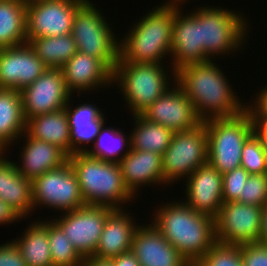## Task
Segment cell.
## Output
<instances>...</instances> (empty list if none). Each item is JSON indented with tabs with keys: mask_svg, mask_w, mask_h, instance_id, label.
Listing matches in <instances>:
<instances>
[{
	"mask_svg": "<svg viewBox=\"0 0 267 266\" xmlns=\"http://www.w3.org/2000/svg\"><path fill=\"white\" fill-rule=\"evenodd\" d=\"M217 66L212 59L183 66L175 72L176 84L192 101L203 122L238 116L250 107L240 102L226 75Z\"/></svg>",
	"mask_w": 267,
	"mask_h": 266,
	"instance_id": "obj_1",
	"label": "cell"
},
{
	"mask_svg": "<svg viewBox=\"0 0 267 266\" xmlns=\"http://www.w3.org/2000/svg\"><path fill=\"white\" fill-rule=\"evenodd\" d=\"M154 213L151 224L191 266L217 242L215 218L196 212L182 201L164 203Z\"/></svg>",
	"mask_w": 267,
	"mask_h": 266,
	"instance_id": "obj_2",
	"label": "cell"
},
{
	"mask_svg": "<svg viewBox=\"0 0 267 266\" xmlns=\"http://www.w3.org/2000/svg\"><path fill=\"white\" fill-rule=\"evenodd\" d=\"M176 5L155 6L119 42V58L130 63L163 64L171 55ZM162 60V61H161Z\"/></svg>",
	"mask_w": 267,
	"mask_h": 266,
	"instance_id": "obj_3",
	"label": "cell"
},
{
	"mask_svg": "<svg viewBox=\"0 0 267 266\" xmlns=\"http://www.w3.org/2000/svg\"><path fill=\"white\" fill-rule=\"evenodd\" d=\"M68 161L86 205L119 209L135 199L123 182L119 164L105 162L86 153L70 155Z\"/></svg>",
	"mask_w": 267,
	"mask_h": 266,
	"instance_id": "obj_4",
	"label": "cell"
},
{
	"mask_svg": "<svg viewBox=\"0 0 267 266\" xmlns=\"http://www.w3.org/2000/svg\"><path fill=\"white\" fill-rule=\"evenodd\" d=\"M165 70L163 64L130 63L118 59L112 82L118 84L132 115L141 114L175 83V78L171 80ZM170 81H173L171 85Z\"/></svg>",
	"mask_w": 267,
	"mask_h": 266,
	"instance_id": "obj_5",
	"label": "cell"
},
{
	"mask_svg": "<svg viewBox=\"0 0 267 266\" xmlns=\"http://www.w3.org/2000/svg\"><path fill=\"white\" fill-rule=\"evenodd\" d=\"M208 136V163L221 174L241 166L245 141L254 133L253 109L229 118L203 122Z\"/></svg>",
	"mask_w": 267,
	"mask_h": 266,
	"instance_id": "obj_6",
	"label": "cell"
},
{
	"mask_svg": "<svg viewBox=\"0 0 267 266\" xmlns=\"http://www.w3.org/2000/svg\"><path fill=\"white\" fill-rule=\"evenodd\" d=\"M97 8L91 0L77 8L71 35L78 52L100 59L113 72L119 59L120 40Z\"/></svg>",
	"mask_w": 267,
	"mask_h": 266,
	"instance_id": "obj_7",
	"label": "cell"
},
{
	"mask_svg": "<svg viewBox=\"0 0 267 266\" xmlns=\"http://www.w3.org/2000/svg\"><path fill=\"white\" fill-rule=\"evenodd\" d=\"M225 9L208 5L199 7L200 44L210 60L214 56H228L239 51L250 31L246 17L237 11Z\"/></svg>",
	"mask_w": 267,
	"mask_h": 266,
	"instance_id": "obj_8",
	"label": "cell"
},
{
	"mask_svg": "<svg viewBox=\"0 0 267 266\" xmlns=\"http://www.w3.org/2000/svg\"><path fill=\"white\" fill-rule=\"evenodd\" d=\"M207 149L204 123L192 130L174 132L161 160L165 186L189 177L199 166L206 164Z\"/></svg>",
	"mask_w": 267,
	"mask_h": 266,
	"instance_id": "obj_9",
	"label": "cell"
},
{
	"mask_svg": "<svg viewBox=\"0 0 267 266\" xmlns=\"http://www.w3.org/2000/svg\"><path fill=\"white\" fill-rule=\"evenodd\" d=\"M32 201L34 211L40 205L62 212L86 205L69 161L32 181Z\"/></svg>",
	"mask_w": 267,
	"mask_h": 266,
	"instance_id": "obj_10",
	"label": "cell"
},
{
	"mask_svg": "<svg viewBox=\"0 0 267 266\" xmlns=\"http://www.w3.org/2000/svg\"><path fill=\"white\" fill-rule=\"evenodd\" d=\"M262 207L239 202H223L215 217L216 241L242 245L260 240Z\"/></svg>",
	"mask_w": 267,
	"mask_h": 266,
	"instance_id": "obj_11",
	"label": "cell"
},
{
	"mask_svg": "<svg viewBox=\"0 0 267 266\" xmlns=\"http://www.w3.org/2000/svg\"><path fill=\"white\" fill-rule=\"evenodd\" d=\"M107 206L85 205L65 211L63 217L53 219L63 230L71 244L83 257L93 256L98 245L108 213Z\"/></svg>",
	"mask_w": 267,
	"mask_h": 266,
	"instance_id": "obj_12",
	"label": "cell"
},
{
	"mask_svg": "<svg viewBox=\"0 0 267 266\" xmlns=\"http://www.w3.org/2000/svg\"><path fill=\"white\" fill-rule=\"evenodd\" d=\"M85 0H45L27 4V39L70 34L77 8Z\"/></svg>",
	"mask_w": 267,
	"mask_h": 266,
	"instance_id": "obj_13",
	"label": "cell"
},
{
	"mask_svg": "<svg viewBox=\"0 0 267 266\" xmlns=\"http://www.w3.org/2000/svg\"><path fill=\"white\" fill-rule=\"evenodd\" d=\"M20 94L25 120L65 108L72 96L60 68H48Z\"/></svg>",
	"mask_w": 267,
	"mask_h": 266,
	"instance_id": "obj_14",
	"label": "cell"
},
{
	"mask_svg": "<svg viewBox=\"0 0 267 266\" xmlns=\"http://www.w3.org/2000/svg\"><path fill=\"white\" fill-rule=\"evenodd\" d=\"M140 115L150 122L165 126L173 133L192 130L203 123L192 101L176 82Z\"/></svg>",
	"mask_w": 267,
	"mask_h": 266,
	"instance_id": "obj_15",
	"label": "cell"
},
{
	"mask_svg": "<svg viewBox=\"0 0 267 266\" xmlns=\"http://www.w3.org/2000/svg\"><path fill=\"white\" fill-rule=\"evenodd\" d=\"M181 9L180 5H176L170 55L172 60L170 76L173 78L175 72L183 66L210 60L200 44L199 8L192 13L187 12L186 15Z\"/></svg>",
	"mask_w": 267,
	"mask_h": 266,
	"instance_id": "obj_16",
	"label": "cell"
},
{
	"mask_svg": "<svg viewBox=\"0 0 267 266\" xmlns=\"http://www.w3.org/2000/svg\"><path fill=\"white\" fill-rule=\"evenodd\" d=\"M47 69L28 43L0 49V89L21 91Z\"/></svg>",
	"mask_w": 267,
	"mask_h": 266,
	"instance_id": "obj_17",
	"label": "cell"
},
{
	"mask_svg": "<svg viewBox=\"0 0 267 266\" xmlns=\"http://www.w3.org/2000/svg\"><path fill=\"white\" fill-rule=\"evenodd\" d=\"M186 179L187 198L182 201L196 212L215 218L223 204V175L207 162Z\"/></svg>",
	"mask_w": 267,
	"mask_h": 266,
	"instance_id": "obj_18",
	"label": "cell"
},
{
	"mask_svg": "<svg viewBox=\"0 0 267 266\" xmlns=\"http://www.w3.org/2000/svg\"><path fill=\"white\" fill-rule=\"evenodd\" d=\"M131 252L140 266H191L153 224H141L134 232Z\"/></svg>",
	"mask_w": 267,
	"mask_h": 266,
	"instance_id": "obj_19",
	"label": "cell"
},
{
	"mask_svg": "<svg viewBox=\"0 0 267 266\" xmlns=\"http://www.w3.org/2000/svg\"><path fill=\"white\" fill-rule=\"evenodd\" d=\"M60 69L68 90L78 96L113 83V72L100 59L78 51Z\"/></svg>",
	"mask_w": 267,
	"mask_h": 266,
	"instance_id": "obj_20",
	"label": "cell"
},
{
	"mask_svg": "<svg viewBox=\"0 0 267 266\" xmlns=\"http://www.w3.org/2000/svg\"><path fill=\"white\" fill-rule=\"evenodd\" d=\"M162 156L152 151L131 149L118 163L123 182L136 198L138 188L155 184L164 185ZM137 192V193H136Z\"/></svg>",
	"mask_w": 267,
	"mask_h": 266,
	"instance_id": "obj_21",
	"label": "cell"
},
{
	"mask_svg": "<svg viewBox=\"0 0 267 266\" xmlns=\"http://www.w3.org/2000/svg\"><path fill=\"white\" fill-rule=\"evenodd\" d=\"M132 214L125 209H112L108 213L104 227L93 256L112 259L122 253L131 251L132 238L139 226Z\"/></svg>",
	"mask_w": 267,
	"mask_h": 266,
	"instance_id": "obj_22",
	"label": "cell"
},
{
	"mask_svg": "<svg viewBox=\"0 0 267 266\" xmlns=\"http://www.w3.org/2000/svg\"><path fill=\"white\" fill-rule=\"evenodd\" d=\"M23 151H20L21 164L16 163L18 172L33 181L47 171L61 167L68 161V155L58 146L43 140L33 139L26 132Z\"/></svg>",
	"mask_w": 267,
	"mask_h": 266,
	"instance_id": "obj_23",
	"label": "cell"
},
{
	"mask_svg": "<svg viewBox=\"0 0 267 266\" xmlns=\"http://www.w3.org/2000/svg\"><path fill=\"white\" fill-rule=\"evenodd\" d=\"M72 96L65 106L70 128L71 155L85 153L90 143H94L100 128L105 124L103 112L94 104H79L72 108ZM71 105V106H70ZM71 107V109H70ZM82 144V146H81ZM88 146H83V145ZM87 147V148H86Z\"/></svg>",
	"mask_w": 267,
	"mask_h": 266,
	"instance_id": "obj_24",
	"label": "cell"
},
{
	"mask_svg": "<svg viewBox=\"0 0 267 266\" xmlns=\"http://www.w3.org/2000/svg\"><path fill=\"white\" fill-rule=\"evenodd\" d=\"M25 132L33 139L54 144L68 156L71 155L70 128L65 108L28 118Z\"/></svg>",
	"mask_w": 267,
	"mask_h": 266,
	"instance_id": "obj_25",
	"label": "cell"
},
{
	"mask_svg": "<svg viewBox=\"0 0 267 266\" xmlns=\"http://www.w3.org/2000/svg\"><path fill=\"white\" fill-rule=\"evenodd\" d=\"M25 130L20 91L0 89V150L7 152L15 141L22 139Z\"/></svg>",
	"mask_w": 267,
	"mask_h": 266,
	"instance_id": "obj_26",
	"label": "cell"
},
{
	"mask_svg": "<svg viewBox=\"0 0 267 266\" xmlns=\"http://www.w3.org/2000/svg\"><path fill=\"white\" fill-rule=\"evenodd\" d=\"M27 3L0 0V49L27 43Z\"/></svg>",
	"mask_w": 267,
	"mask_h": 266,
	"instance_id": "obj_27",
	"label": "cell"
},
{
	"mask_svg": "<svg viewBox=\"0 0 267 266\" xmlns=\"http://www.w3.org/2000/svg\"><path fill=\"white\" fill-rule=\"evenodd\" d=\"M23 236L12 240L20 250L27 266H53L48 240V221L35 220L24 230Z\"/></svg>",
	"mask_w": 267,
	"mask_h": 266,
	"instance_id": "obj_28",
	"label": "cell"
},
{
	"mask_svg": "<svg viewBox=\"0 0 267 266\" xmlns=\"http://www.w3.org/2000/svg\"><path fill=\"white\" fill-rule=\"evenodd\" d=\"M135 121L131 135V149L152 151L163 155L170 145L173 132L158 123L150 122L140 114L132 115Z\"/></svg>",
	"mask_w": 267,
	"mask_h": 266,
	"instance_id": "obj_29",
	"label": "cell"
},
{
	"mask_svg": "<svg viewBox=\"0 0 267 266\" xmlns=\"http://www.w3.org/2000/svg\"><path fill=\"white\" fill-rule=\"evenodd\" d=\"M27 43L48 68H61L78 51L71 33L28 38Z\"/></svg>",
	"mask_w": 267,
	"mask_h": 266,
	"instance_id": "obj_30",
	"label": "cell"
},
{
	"mask_svg": "<svg viewBox=\"0 0 267 266\" xmlns=\"http://www.w3.org/2000/svg\"><path fill=\"white\" fill-rule=\"evenodd\" d=\"M104 125L91 145V150L89 148L85 153L93 158L118 164L131 150V135L126 138L123 131Z\"/></svg>",
	"mask_w": 267,
	"mask_h": 266,
	"instance_id": "obj_31",
	"label": "cell"
},
{
	"mask_svg": "<svg viewBox=\"0 0 267 266\" xmlns=\"http://www.w3.org/2000/svg\"><path fill=\"white\" fill-rule=\"evenodd\" d=\"M5 202L22 218L32 215L34 205L32 201V181L23 177L16 169L6 177ZM24 217V218H23Z\"/></svg>",
	"mask_w": 267,
	"mask_h": 266,
	"instance_id": "obj_32",
	"label": "cell"
},
{
	"mask_svg": "<svg viewBox=\"0 0 267 266\" xmlns=\"http://www.w3.org/2000/svg\"><path fill=\"white\" fill-rule=\"evenodd\" d=\"M48 240L53 266H83L84 258L53 219L48 221Z\"/></svg>",
	"mask_w": 267,
	"mask_h": 266,
	"instance_id": "obj_33",
	"label": "cell"
},
{
	"mask_svg": "<svg viewBox=\"0 0 267 266\" xmlns=\"http://www.w3.org/2000/svg\"><path fill=\"white\" fill-rule=\"evenodd\" d=\"M193 266H243L241 245L216 242Z\"/></svg>",
	"mask_w": 267,
	"mask_h": 266,
	"instance_id": "obj_34",
	"label": "cell"
},
{
	"mask_svg": "<svg viewBox=\"0 0 267 266\" xmlns=\"http://www.w3.org/2000/svg\"><path fill=\"white\" fill-rule=\"evenodd\" d=\"M240 164L249 174H267L266 150L255 132L245 141Z\"/></svg>",
	"mask_w": 267,
	"mask_h": 266,
	"instance_id": "obj_35",
	"label": "cell"
},
{
	"mask_svg": "<svg viewBox=\"0 0 267 266\" xmlns=\"http://www.w3.org/2000/svg\"><path fill=\"white\" fill-rule=\"evenodd\" d=\"M262 207L267 203V174H249L244 183L243 194L237 201Z\"/></svg>",
	"mask_w": 267,
	"mask_h": 266,
	"instance_id": "obj_36",
	"label": "cell"
},
{
	"mask_svg": "<svg viewBox=\"0 0 267 266\" xmlns=\"http://www.w3.org/2000/svg\"><path fill=\"white\" fill-rule=\"evenodd\" d=\"M222 175L223 202H237L240 194H243L244 183L247 182L249 173L240 166Z\"/></svg>",
	"mask_w": 267,
	"mask_h": 266,
	"instance_id": "obj_37",
	"label": "cell"
},
{
	"mask_svg": "<svg viewBox=\"0 0 267 266\" xmlns=\"http://www.w3.org/2000/svg\"><path fill=\"white\" fill-rule=\"evenodd\" d=\"M243 266H267V246L259 242L242 244Z\"/></svg>",
	"mask_w": 267,
	"mask_h": 266,
	"instance_id": "obj_38",
	"label": "cell"
},
{
	"mask_svg": "<svg viewBox=\"0 0 267 266\" xmlns=\"http://www.w3.org/2000/svg\"><path fill=\"white\" fill-rule=\"evenodd\" d=\"M0 266H27L20 250L12 240L0 244Z\"/></svg>",
	"mask_w": 267,
	"mask_h": 266,
	"instance_id": "obj_39",
	"label": "cell"
},
{
	"mask_svg": "<svg viewBox=\"0 0 267 266\" xmlns=\"http://www.w3.org/2000/svg\"><path fill=\"white\" fill-rule=\"evenodd\" d=\"M6 152L0 153V199L5 202L6 177H9L16 169V162L7 159L4 155ZM10 160V161H9Z\"/></svg>",
	"mask_w": 267,
	"mask_h": 266,
	"instance_id": "obj_40",
	"label": "cell"
},
{
	"mask_svg": "<svg viewBox=\"0 0 267 266\" xmlns=\"http://www.w3.org/2000/svg\"><path fill=\"white\" fill-rule=\"evenodd\" d=\"M254 132L260 138L262 145L267 150V117L255 116L253 113Z\"/></svg>",
	"mask_w": 267,
	"mask_h": 266,
	"instance_id": "obj_41",
	"label": "cell"
},
{
	"mask_svg": "<svg viewBox=\"0 0 267 266\" xmlns=\"http://www.w3.org/2000/svg\"><path fill=\"white\" fill-rule=\"evenodd\" d=\"M17 220L20 221L22 219L9 204L0 199V224L4 225L6 223L10 225L11 222H17Z\"/></svg>",
	"mask_w": 267,
	"mask_h": 266,
	"instance_id": "obj_42",
	"label": "cell"
},
{
	"mask_svg": "<svg viewBox=\"0 0 267 266\" xmlns=\"http://www.w3.org/2000/svg\"><path fill=\"white\" fill-rule=\"evenodd\" d=\"M256 101V102H255ZM254 114H267V86L265 85L259 93L257 92L256 98L250 105Z\"/></svg>",
	"mask_w": 267,
	"mask_h": 266,
	"instance_id": "obj_43",
	"label": "cell"
},
{
	"mask_svg": "<svg viewBox=\"0 0 267 266\" xmlns=\"http://www.w3.org/2000/svg\"><path fill=\"white\" fill-rule=\"evenodd\" d=\"M113 266H140L137 257L131 252H125L112 258Z\"/></svg>",
	"mask_w": 267,
	"mask_h": 266,
	"instance_id": "obj_44",
	"label": "cell"
},
{
	"mask_svg": "<svg viewBox=\"0 0 267 266\" xmlns=\"http://www.w3.org/2000/svg\"><path fill=\"white\" fill-rule=\"evenodd\" d=\"M259 243L267 246V203L262 206L261 233Z\"/></svg>",
	"mask_w": 267,
	"mask_h": 266,
	"instance_id": "obj_45",
	"label": "cell"
},
{
	"mask_svg": "<svg viewBox=\"0 0 267 266\" xmlns=\"http://www.w3.org/2000/svg\"><path fill=\"white\" fill-rule=\"evenodd\" d=\"M83 266H113L111 259H102L95 256L84 258Z\"/></svg>",
	"mask_w": 267,
	"mask_h": 266,
	"instance_id": "obj_46",
	"label": "cell"
},
{
	"mask_svg": "<svg viewBox=\"0 0 267 266\" xmlns=\"http://www.w3.org/2000/svg\"><path fill=\"white\" fill-rule=\"evenodd\" d=\"M188 0H169L166 1V4H173V5H181L184 4V2H187Z\"/></svg>",
	"mask_w": 267,
	"mask_h": 266,
	"instance_id": "obj_47",
	"label": "cell"
},
{
	"mask_svg": "<svg viewBox=\"0 0 267 266\" xmlns=\"http://www.w3.org/2000/svg\"><path fill=\"white\" fill-rule=\"evenodd\" d=\"M24 2H26L27 4H30L32 2H36V1H45V0H23Z\"/></svg>",
	"mask_w": 267,
	"mask_h": 266,
	"instance_id": "obj_48",
	"label": "cell"
},
{
	"mask_svg": "<svg viewBox=\"0 0 267 266\" xmlns=\"http://www.w3.org/2000/svg\"><path fill=\"white\" fill-rule=\"evenodd\" d=\"M255 116H265L267 117V114H254Z\"/></svg>",
	"mask_w": 267,
	"mask_h": 266,
	"instance_id": "obj_49",
	"label": "cell"
}]
</instances>
